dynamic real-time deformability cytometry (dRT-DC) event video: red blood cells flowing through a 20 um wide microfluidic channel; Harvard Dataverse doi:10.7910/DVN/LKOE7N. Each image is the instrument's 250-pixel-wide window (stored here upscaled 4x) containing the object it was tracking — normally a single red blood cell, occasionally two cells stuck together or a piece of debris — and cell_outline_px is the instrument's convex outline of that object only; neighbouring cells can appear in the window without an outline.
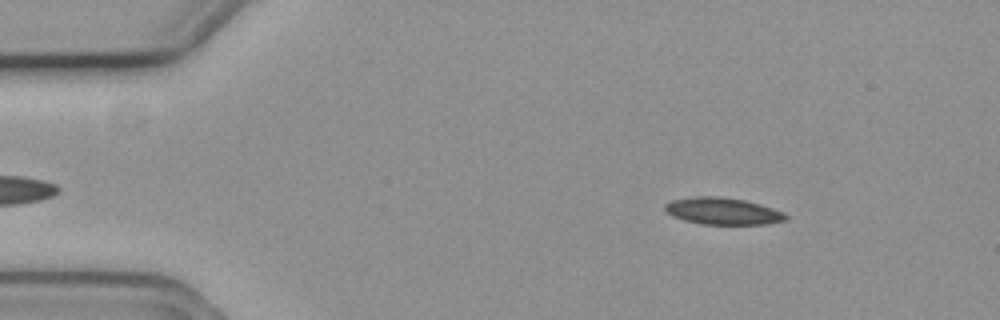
{"species": "common noctule bat (a hibernating species)", "species_latin": "Nyctalus noctula", "temperature_condition": "cold", "stored_images_in_passage": 12, "camera_frame_rate_fps": 3000, "um_per_image_px": 0.085, "animal": {"sex": "female", "body_mass_g": 19.3, "forearm_length_mm": 54.1}, "frame": {"image": 1, "passage_image": 5, "time_ms": 1.333, "image_size_px": [1000, 320], "cell_outline_px": [[788, 220], [768, 224], [700, 224], [684, 220], [672, 216], [664, 208], [664, 204], [672, 200], [696, 196], [720, 196], [744, 200], [760, 204], [784, 212], [788, 216]], "centroid_in_image_um": [61.45, 17.94], "position_along_channel_um": 23.5, "area_um2": 19.02}}